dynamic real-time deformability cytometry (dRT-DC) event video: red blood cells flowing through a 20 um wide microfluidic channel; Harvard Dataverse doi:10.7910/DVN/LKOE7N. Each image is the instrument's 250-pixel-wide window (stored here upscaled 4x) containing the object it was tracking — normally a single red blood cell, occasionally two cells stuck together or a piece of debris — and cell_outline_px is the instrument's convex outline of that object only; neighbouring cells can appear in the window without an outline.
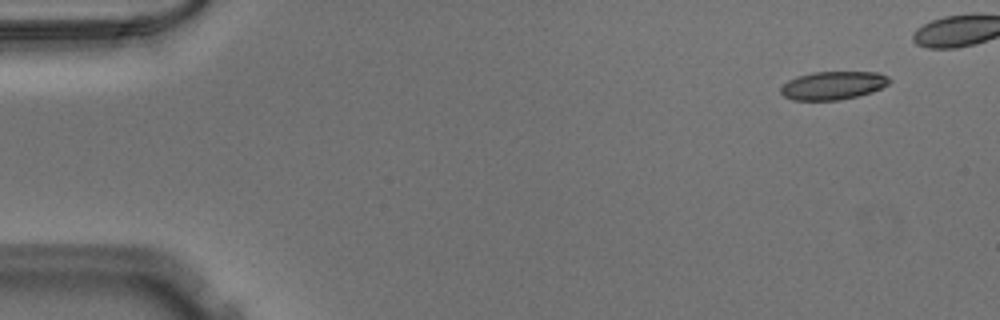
{"species": "Egyptian fruit bat (a non-hibernating species)", "species_latin": "Rousettus aegyptiacus", "temperature_condition": "warm", "stored_images_in_passage": 42, "camera_frame_rate_fps": 3000, "um_per_image_px": 0.085, "animal": {"sex": "male"}, "frame": {"image": 1, "passage_image": 1, "time_ms": 0.0, "image_size_px": [1000, 320], "cell_outline_px": [[892, 80], [888, 84], [872, 92], [840, 100], [792, 100], [784, 96], [780, 92], [780, 88], [788, 80], [796, 76], [812, 72], [880, 72], [888, 76]], "centroid_in_image_um": [70.8, 7.25], "position_along_channel_um": 14.2, "area_um2": 17.98}}
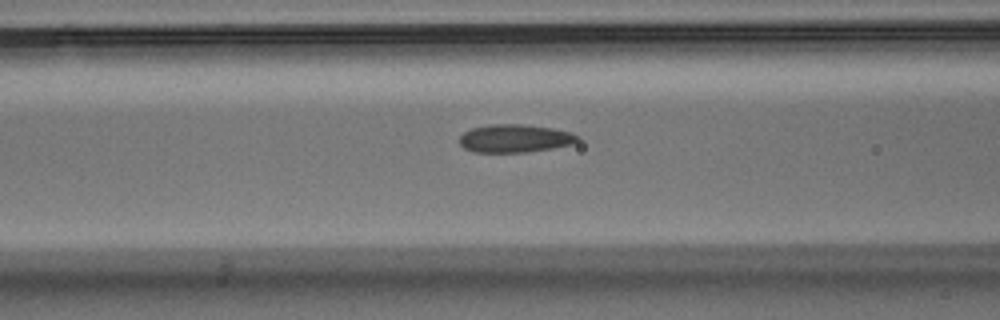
{"frame": {"image": 2, "passage_image": 18, "time_ms": 5.667, "image_size_px": [1000, 320], "cell_outline_px": [[580, 140], [572, 144], [552, 148], [528, 152], [472, 152], [464, 148], [460, 144], [460, 136], [464, 132], [472, 128], [492, 124], [520, 124], [552, 128], [572, 132], [580, 136]], "centroid_in_image_um": [43.78, 11.77], "position_along_channel_um": 122.8, "area_um2": 19.36}}
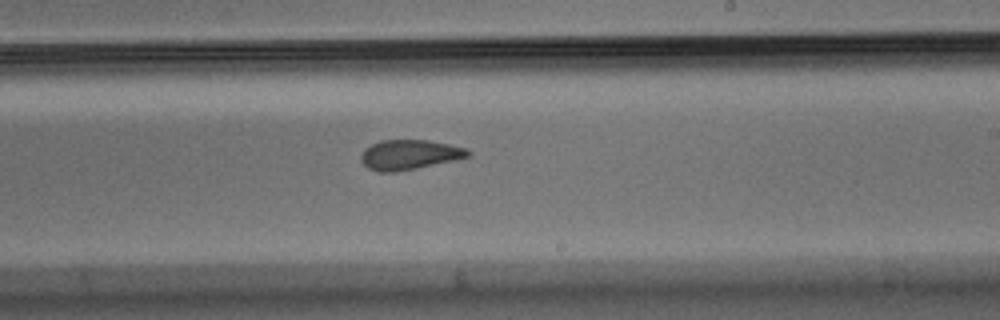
{"frame": {"image": 3, "passage_image": 28, "time_ms": 9.0, "image_size_px": [1000, 320], "cell_outline_px": [[472, 152], [468, 156], [452, 160], [416, 168], [396, 172], [380, 172], [368, 168], [360, 160], [360, 156], [364, 148], [380, 140], [428, 140], [448, 144], [464, 148]], "centroid_in_image_um": [34.73, 13.14], "position_along_channel_um": 254.3, "area_um2": 18.38}}